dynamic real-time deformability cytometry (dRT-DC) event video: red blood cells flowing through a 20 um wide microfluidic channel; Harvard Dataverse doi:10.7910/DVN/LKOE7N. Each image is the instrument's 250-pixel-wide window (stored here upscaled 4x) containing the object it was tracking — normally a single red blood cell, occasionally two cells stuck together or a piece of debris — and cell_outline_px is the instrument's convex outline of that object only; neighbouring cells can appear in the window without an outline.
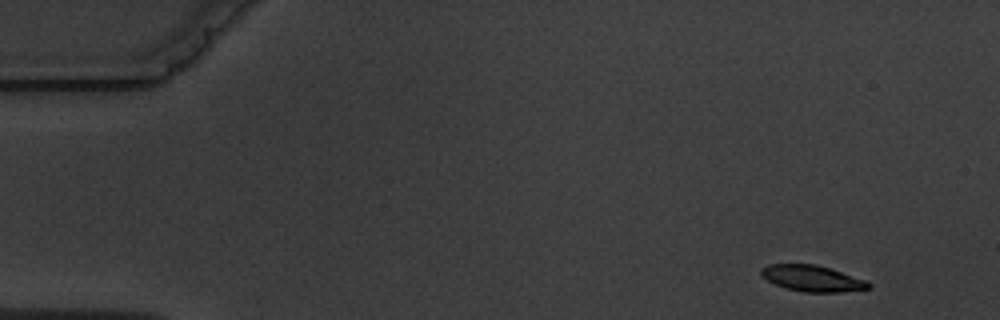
{"species": "common noctule bat (a hibernating species)", "species_latin": "Nyctalus noctula", "temperature_condition": "warm", "stored_images_in_passage": 5, "camera_frame_rate_fps": 3000, "um_per_image_px": 0.085, "animal": {"sex": "male", "body_mass_g": 19.5, "forearm_length_mm": 54.6}, "frame": {"image": 1, "passage_image": 1, "time_ms": 0.0, "image_size_px": [1000, 320], "cell_outline_px": [[872, 288], [840, 292], [804, 292], [788, 288], [776, 284], [760, 276], [760, 268], [768, 264], [816, 264], [868, 280], [872, 284]], "centroid_in_image_um": [69.07, 23.66], "position_along_channel_um": 15.9, "area_um2": 16.42}}
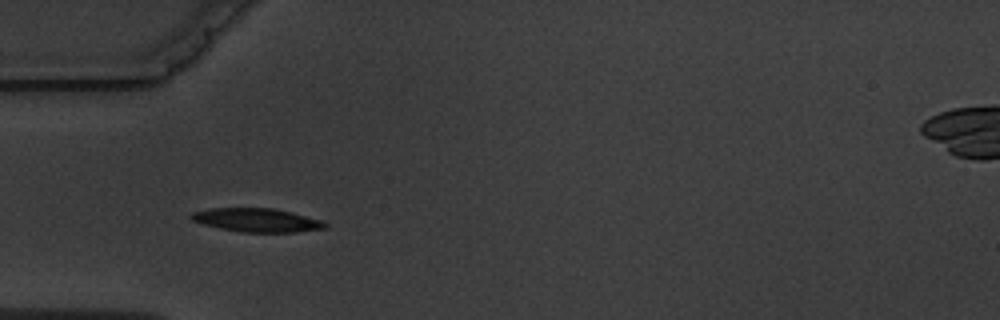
{"frame": {"image": 2, "passage_image": 4, "time_ms": 4.333, "image_size_px": [1000, 320], "cell_outline_px": [[328, 224], [324, 228], [296, 232], [244, 232], [220, 228], [204, 224], [192, 220], [188, 216], [192, 212], [208, 208], [272, 208], [292, 212], [324, 220]], "centroid_in_image_um": [21.84, 18.7], "position_along_channel_um": 63.2, "area_um2": 18.44}}
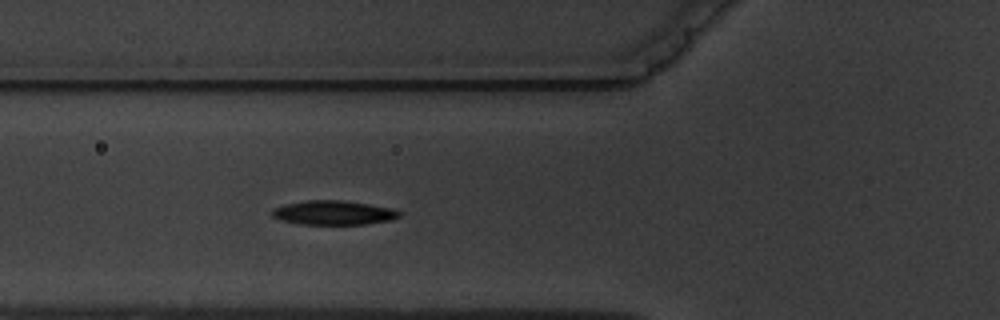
{"frame": {"image": 3, "passage_image": 5, "time_ms": 5.333, "image_size_px": [1000, 320], "cell_outline_px": [[400, 216], [392, 220], [364, 224], [300, 224], [280, 220], [272, 216], [272, 208], [284, 204], [304, 200], [344, 200], [392, 208], [400, 212]], "centroid_in_image_um": [28.32, 18.07], "position_along_channel_um": 97.5, "area_um2": 18.03}}